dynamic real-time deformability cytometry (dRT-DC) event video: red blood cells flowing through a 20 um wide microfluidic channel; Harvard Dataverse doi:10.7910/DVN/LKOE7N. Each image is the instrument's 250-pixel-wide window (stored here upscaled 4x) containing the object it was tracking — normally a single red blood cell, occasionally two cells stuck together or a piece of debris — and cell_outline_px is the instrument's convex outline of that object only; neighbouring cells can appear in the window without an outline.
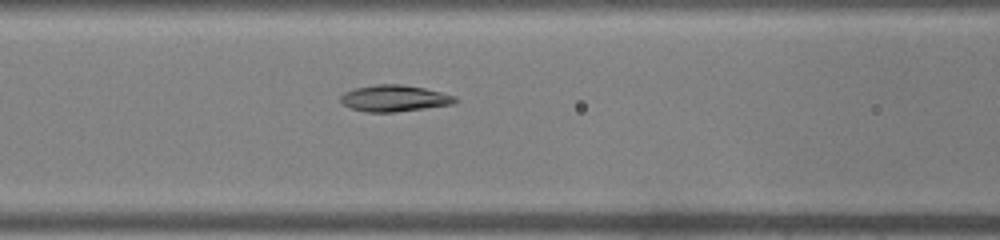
{"species": "common noctule bat (a hibernating species)", "species_latin": "Nyctalus noctula", "temperature_condition": "warm", "stored_images_in_passage": 36, "camera_frame_rate_fps": 3000, "um_per_image_px": 0.085, "animal": {"sex": "male", "body_mass_g": 19.0, "forearm_length_mm": 50.8}, "frame": {"image": 1, "passage_image": 11, "time_ms": 3.333, "image_size_px": [1000, 240], "cell_outline_px": [[460, 100], [452, 104], [396, 112], [368, 112], [352, 108], [344, 104], [340, 100], [340, 96], [344, 92], [356, 88], [376, 84], [400, 84], [424, 88], [456, 96]], "centroid_in_image_um": [33.54, 8.35], "position_along_channel_um": 133.1, "area_um2": 17.51}}
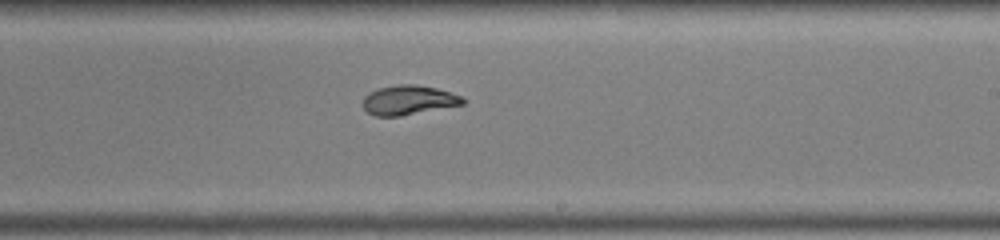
{"frame": {"image": 2, "passage_image": 19, "time_ms": 6.0, "image_size_px": [1000, 240], "cell_outline_px": [[464, 104], [400, 116], [376, 116], [368, 112], [364, 108], [364, 96], [368, 92], [380, 88], [396, 84], [416, 84], [436, 88], [460, 96], [464, 100]], "centroid_in_image_um": [34.7, 8.5], "position_along_channel_um": 254.3, "area_um2": 16.94}}
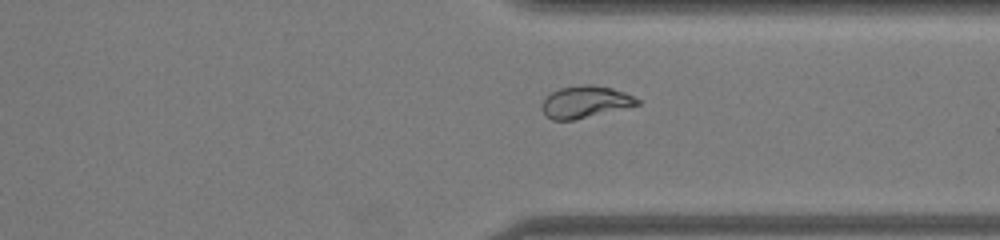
{"frame": {"image": 3, "passage_image": 26, "time_ms": 8.333, "image_size_px": [1000, 240], "cell_outline_px": [[640, 104], [572, 120], [552, 120], [540, 108], [544, 100], [552, 92], [560, 88], [584, 84], [592, 84], [612, 88], [624, 92], [640, 100]], "centroid_in_image_um": [49.73, 8.65], "position_along_channel_um": 361.7, "area_um2": 17.4}}